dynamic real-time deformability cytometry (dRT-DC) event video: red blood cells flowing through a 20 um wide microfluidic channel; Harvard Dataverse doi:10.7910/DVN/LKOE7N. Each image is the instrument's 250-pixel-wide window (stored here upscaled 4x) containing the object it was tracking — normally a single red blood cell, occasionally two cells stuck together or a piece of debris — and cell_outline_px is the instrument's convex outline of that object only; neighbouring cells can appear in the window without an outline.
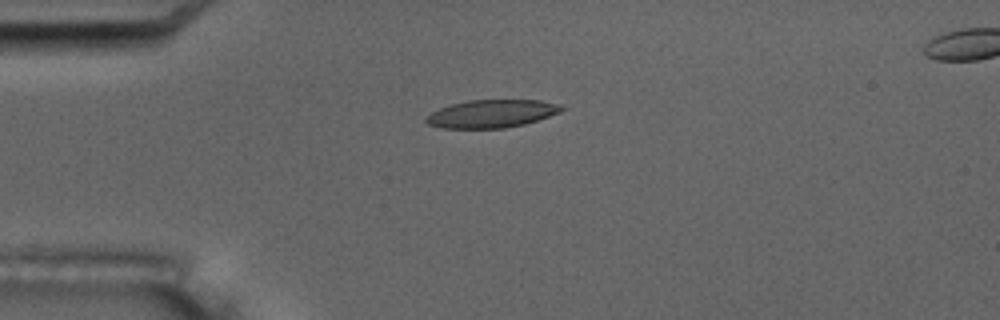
{"species": "common noctule bat (a hibernating species)", "species_latin": "Nyctalus noctula", "temperature_condition": "room temperature", "stored_images_in_passage": 6, "camera_frame_rate_fps": 3000, "um_per_image_px": 0.085, "animal": {"sex": "male", "body_mass_g": 17.5, "forearm_length_mm": 52.3}, "frame": {"image": 1, "passage_image": 4, "time_ms": 3.667, "image_size_px": [1000, 320], "cell_outline_px": [[568, 108], [560, 112], [524, 124], [504, 128], [440, 128], [428, 124], [424, 120], [432, 112], [440, 108], [452, 104], [468, 100], [540, 100], [556, 104]], "centroid_in_image_um": [41.78, 9.66], "position_along_channel_um": 43.2, "area_um2": 21.85}}